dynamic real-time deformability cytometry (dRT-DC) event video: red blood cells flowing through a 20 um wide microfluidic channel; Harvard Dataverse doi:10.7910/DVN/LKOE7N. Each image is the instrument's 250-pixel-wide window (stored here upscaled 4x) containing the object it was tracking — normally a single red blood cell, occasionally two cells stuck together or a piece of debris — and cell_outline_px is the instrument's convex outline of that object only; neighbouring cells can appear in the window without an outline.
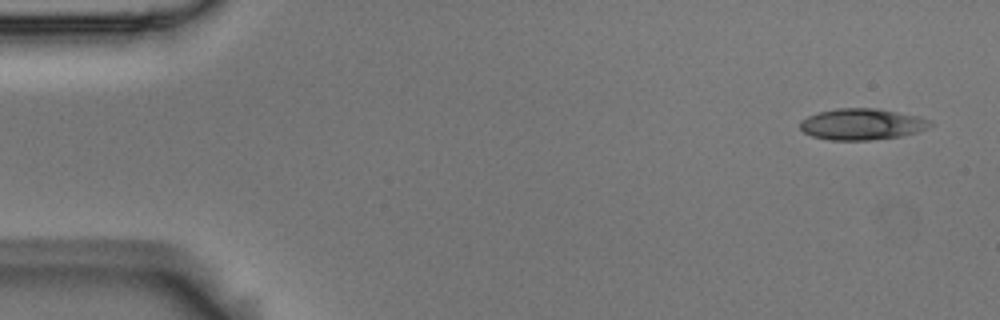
{"species": "Egyptian fruit bat (a non-hibernating species)", "species_latin": "Rousettus aegyptiacus", "temperature_condition": "room temperature", "stored_images_in_passage": 4, "camera_frame_rate_fps": 3000, "um_per_image_px": 0.085, "animal": {"sex": "male"}, "frame": {"image": 1, "passage_image": 1, "time_ms": 0.0, "image_size_px": [1000, 320], "cell_outline_px": [[932, 124], [928, 128], [916, 132], [900, 136], [868, 140], [828, 140], [812, 136], [804, 132], [800, 128], [800, 120], [808, 116], [820, 112], [836, 108], [876, 108], [920, 116], [932, 120]], "centroid_in_image_um": [73.27, 10.55], "position_along_channel_um": 11.7, "area_um2": 23.76}}
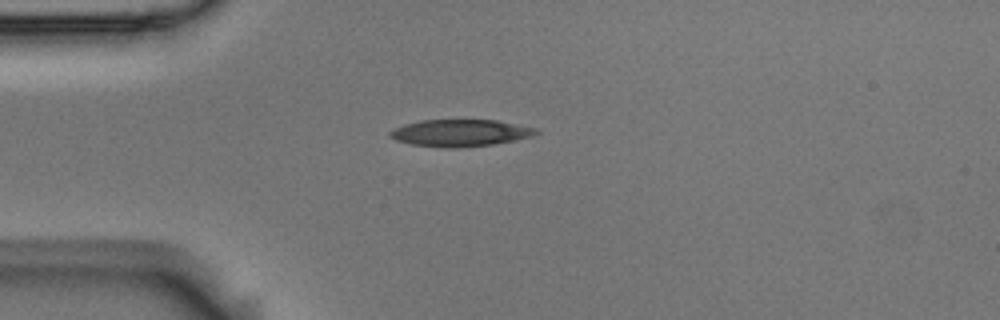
{"frame": {"image": 2, "passage_image": 4, "time_ms": 1.0, "image_size_px": [1000, 320], "cell_outline_px": [[540, 132], [532, 136], [492, 144], [460, 148], [444, 148], [412, 144], [396, 140], [388, 136], [388, 132], [392, 128], [404, 124], [420, 120], [496, 120], [536, 128]], "centroid_in_image_um": [39.06, 11.3], "position_along_channel_um": 45.9, "area_um2": 22.95}}